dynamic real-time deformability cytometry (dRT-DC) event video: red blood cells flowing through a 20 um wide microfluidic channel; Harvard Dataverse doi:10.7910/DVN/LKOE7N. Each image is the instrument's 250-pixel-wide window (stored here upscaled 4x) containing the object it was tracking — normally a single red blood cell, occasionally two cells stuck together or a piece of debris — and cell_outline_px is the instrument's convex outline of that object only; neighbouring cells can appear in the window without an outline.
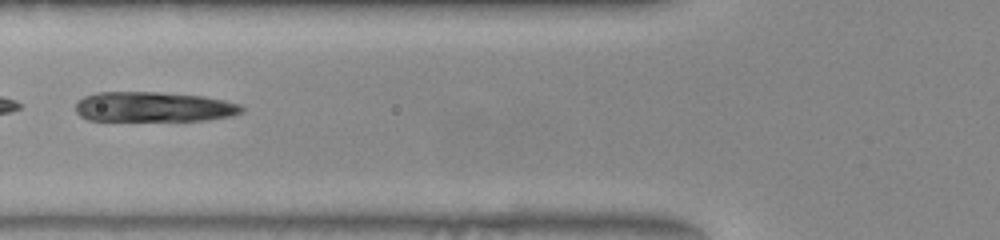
{"species": "common noctule bat (a hibernating species)", "species_latin": "Nyctalus noctula", "temperature_condition": "warm", "stored_images_in_passage": 51, "camera_frame_rate_fps": 3000, "um_per_image_px": 0.085, "animal": {"sex": "female", "body_mass_g": 22.0, "forearm_length_mm": 56.7}, "frame": {"image": 1, "passage_image": 19, "time_ms": 6.0, "image_size_px": [1000, 240], "cell_outline_px": [[244, 112], [232, 116], [208, 120], [88, 120], [80, 116], [76, 112], [76, 100], [84, 96], [96, 92], [160, 92], [204, 96], [224, 100], [240, 104], [244, 108]], "centroid_in_image_um": [13.07, 9.08], "position_along_channel_um": 112.7, "area_um2": 29.25}}
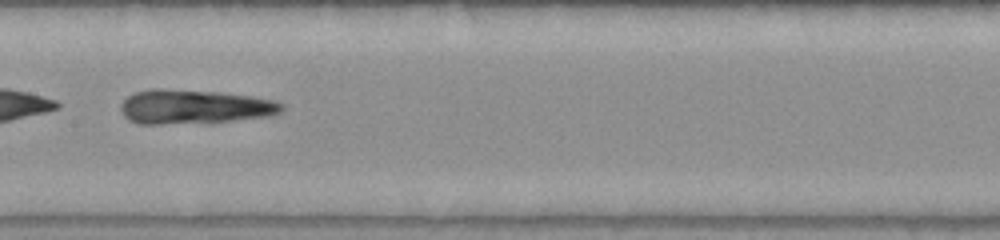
{"frame": {"image": 2, "passage_image": 25, "time_ms": 8.0, "image_size_px": [1000, 240], "cell_outline_px": [[284, 108], [280, 112], [272, 116], [232, 120], [160, 124], [136, 124], [128, 120], [124, 116], [120, 108], [120, 104], [128, 96], [136, 92], [152, 88], [160, 88], [220, 92], [252, 96], [276, 100], [284, 104]], "centroid_in_image_um": [16.51, 9.06], "position_along_channel_um": 190.9, "area_um2": 32.19}}
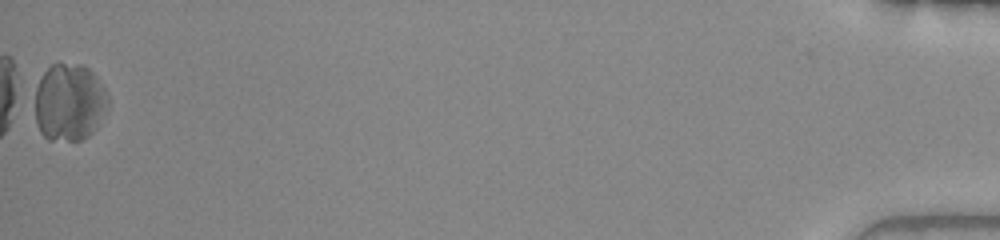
{"frame": {"image": 3, "passage_image": 51, "time_ms": 16.667, "image_size_px": [1000, 240], "cell_outline_px": [[108, 108], [96, 128], [88, 136], [80, 140], [48, 140], [40, 132], [36, 124], [36, 88], [40, 76], [52, 64], [84, 64], [104, 84], [108, 96]], "centroid_in_image_um": [5.91, 8.69], "position_along_channel_um": 429.3, "area_um2": 33.23}}